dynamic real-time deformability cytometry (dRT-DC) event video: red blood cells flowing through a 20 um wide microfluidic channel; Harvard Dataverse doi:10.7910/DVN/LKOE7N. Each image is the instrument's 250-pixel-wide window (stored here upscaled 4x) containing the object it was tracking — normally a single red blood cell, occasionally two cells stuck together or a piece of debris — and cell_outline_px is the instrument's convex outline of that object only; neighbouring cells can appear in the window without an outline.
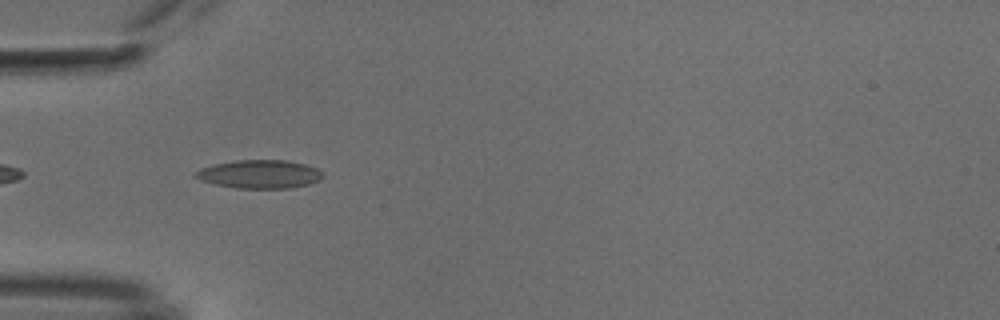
{"species": "common noctule bat (a hibernating species)", "species_latin": "Nyctalus noctula", "temperature_condition": "cold", "stored_images_in_passage": 38, "camera_frame_rate_fps": 3000, "um_per_image_px": 0.085, "animal": {"sex": "male", "body_mass_g": 18.8}, "frame": {"image": 1, "passage_image": 2, "time_ms": 0.333, "image_size_px": [1000, 320], "cell_outline_px": [[324, 176], [320, 180], [308, 184], [292, 188], [236, 188], [216, 184], [200, 180], [192, 176], [192, 172], [200, 168], [212, 164], [236, 160], [288, 160], [304, 164], [316, 168], [324, 172]], "centroid_in_image_um": [22.04, 14.8], "position_along_channel_um": 63.0, "area_um2": 21.33}}
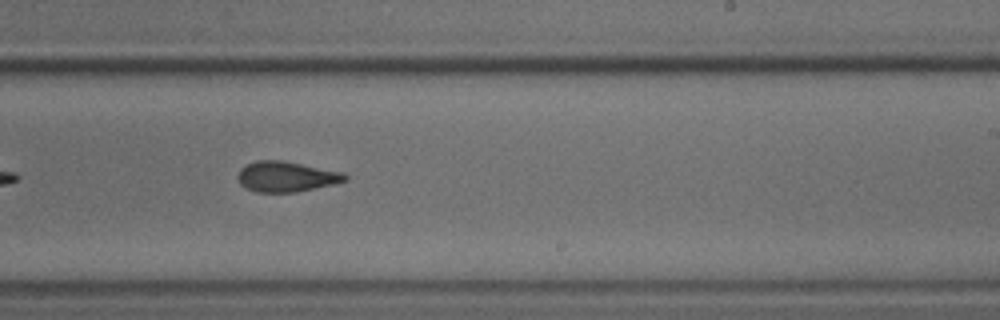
{"frame": {"image": 2, "passage_image": 18, "time_ms": 5.667, "image_size_px": [1000, 320], "cell_outline_px": [[348, 180], [332, 184], [292, 192], [256, 192], [244, 188], [240, 184], [236, 176], [240, 168], [256, 160], [284, 160], [344, 172], [348, 176]], "centroid_in_image_um": [24.3, 15.0], "position_along_channel_um": 264.7, "area_um2": 19.07}}
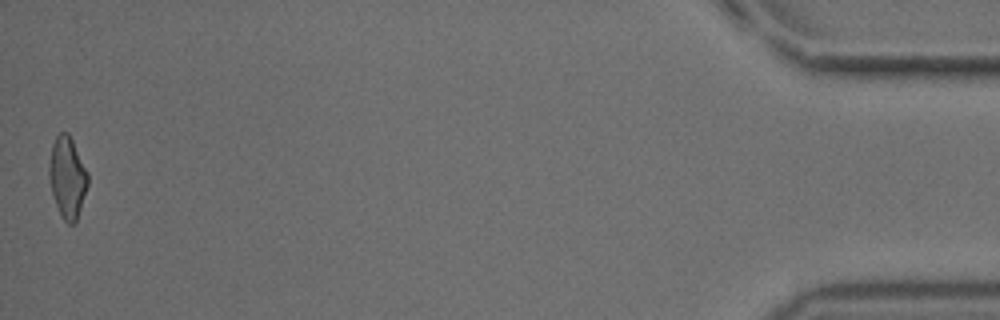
{"frame": {"image": 3, "passage_image": 38, "time_ms": 12.333, "image_size_px": [1000, 320], "cell_outline_px": [[88, 184], [76, 220], [72, 224], [68, 224], [60, 216], [52, 192], [48, 176], [48, 168], [52, 144], [56, 136], [60, 132], [68, 132], [88, 172]], "centroid_in_image_um": [5.71, 15.06], "position_along_channel_um": 429.5, "area_um2": 18.21}, "authors_computed_cell_mechanics": {"area_um2": 19.074, "velocity_mm_per_s": 3.8094, "shape_relaxation_time_tau1_ms": 8.5694, "shape_relaxation_time_tau2_ms": 2.2168, "deformation_change_tau1": 0.1625, "deformation_change_tau2": 0.0843}}